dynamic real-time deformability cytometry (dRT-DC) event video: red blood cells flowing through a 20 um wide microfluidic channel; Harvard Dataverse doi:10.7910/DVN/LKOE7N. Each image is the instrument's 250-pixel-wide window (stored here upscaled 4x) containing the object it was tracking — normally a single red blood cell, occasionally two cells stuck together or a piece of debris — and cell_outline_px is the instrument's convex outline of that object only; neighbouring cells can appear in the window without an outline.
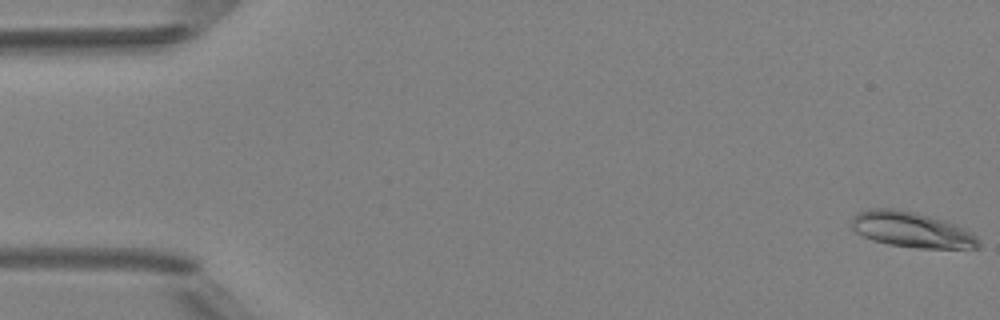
{"species": "Egyptian fruit bat (a non-hibernating species)", "species_latin": "Rousettus aegyptiacus", "temperature_condition": "room temperature", "stored_images_in_passage": 5, "camera_frame_rate_fps": 3000, "um_per_image_px": 0.085, "animal": {"sex": "female"}, "frame": {"image": 1, "passage_image": 1, "time_ms": 0.0, "image_size_px": [1000, 320], "cell_outline_px": [[980, 248], [916, 248], [888, 244], [872, 240], [856, 232], [848, 224], [852, 216], [856, 212], [868, 208], [892, 208], [916, 212], [944, 220], [964, 228], [972, 232], [976, 236], [980, 244]], "centroid_in_image_um": [77.44, 19.51], "position_along_channel_um": 7.6, "area_um2": 26.59}}